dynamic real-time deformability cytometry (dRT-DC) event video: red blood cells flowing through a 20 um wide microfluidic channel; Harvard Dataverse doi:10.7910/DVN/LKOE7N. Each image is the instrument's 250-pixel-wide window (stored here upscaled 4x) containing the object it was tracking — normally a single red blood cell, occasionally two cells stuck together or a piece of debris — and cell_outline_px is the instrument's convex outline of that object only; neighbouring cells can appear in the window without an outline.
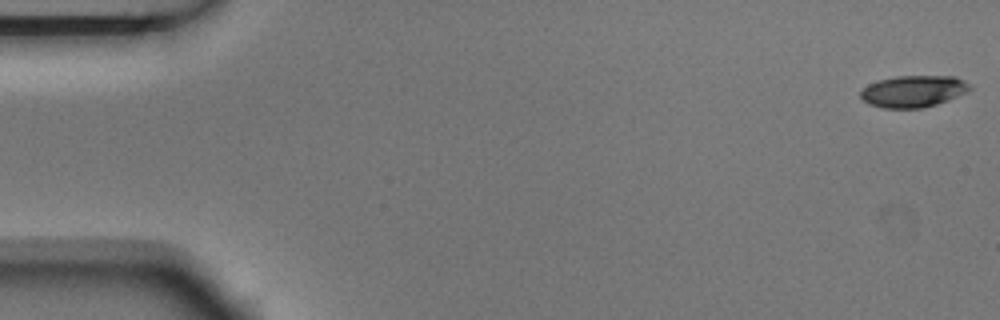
{"species": "Egyptian fruit bat (a non-hibernating species)", "species_latin": "Rousettus aegyptiacus", "temperature_condition": "room temperature", "stored_images_in_passage": 4, "camera_frame_rate_fps": 3000, "um_per_image_px": 0.085, "animal": {"sex": "male"}, "frame": {"image": 1, "passage_image": 1, "time_ms": 0.0, "image_size_px": [1000, 320], "cell_outline_px": [[972, 88], [968, 92], [948, 100], [924, 108], [884, 108], [868, 104], [860, 96], [860, 92], [868, 84], [880, 80], [896, 76], [956, 76], [964, 80]], "centroid_in_image_um": [77.65, 7.76], "position_along_channel_um": 7.3, "area_um2": 20.23}}
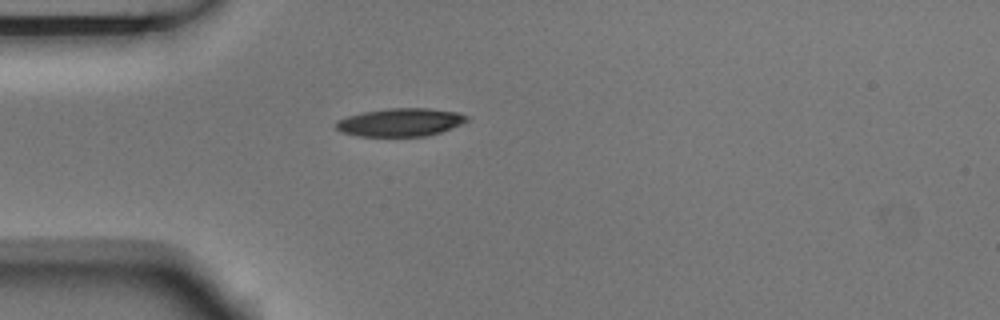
{"frame": {"image": 2, "passage_image": 4, "time_ms": 1.0, "image_size_px": [1000, 320], "cell_outline_px": [[468, 120], [452, 128], [440, 132], [424, 136], [360, 136], [340, 132], [336, 128], [336, 120], [348, 116], [364, 112], [388, 108], [428, 108], [456, 112], [468, 116]], "centroid_in_image_um": [34.01, 10.39], "position_along_channel_um": 51.0, "area_um2": 21.27}}